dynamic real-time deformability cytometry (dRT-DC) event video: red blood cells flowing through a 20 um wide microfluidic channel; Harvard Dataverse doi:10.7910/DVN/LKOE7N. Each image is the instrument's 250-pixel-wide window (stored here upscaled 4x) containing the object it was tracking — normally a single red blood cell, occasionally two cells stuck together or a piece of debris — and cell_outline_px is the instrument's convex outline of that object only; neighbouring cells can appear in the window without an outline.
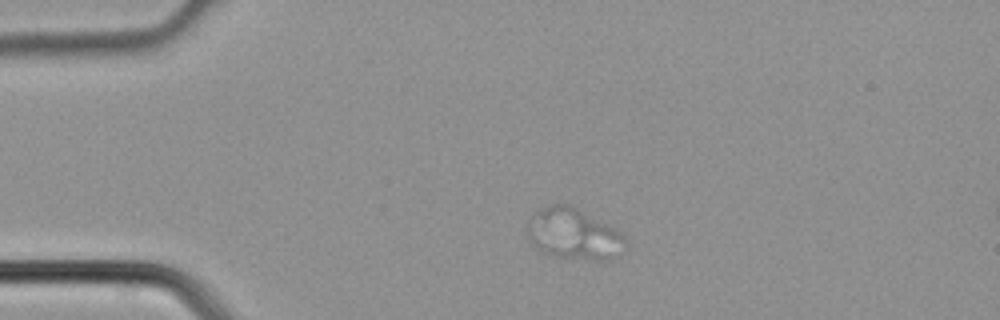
{"species": "common noctule bat (a hibernating species)", "species_latin": "Nyctalus noctula", "temperature_condition": "cold", "stored_images_in_passage": 3, "camera_frame_rate_fps": 3000, "um_per_image_px": 0.085, "animal": {"sex": "male", "body_mass_g": 21.5, "forearm_length_mm": 52.0}, "frame": {"image": 1, "passage_image": 1, "time_ms": 0.0, "image_size_px": [1000, 320], "cell_outline_px": [[628, 240], [612, 260], [592, 260], [556, 256], [544, 252], [536, 248], [532, 244], [528, 236], [528, 220], [536, 212], [552, 204], [572, 204], [620, 232]], "centroid_in_image_um": [48.76, 19.88], "position_along_channel_um": 36.2, "area_um2": 28.84}}